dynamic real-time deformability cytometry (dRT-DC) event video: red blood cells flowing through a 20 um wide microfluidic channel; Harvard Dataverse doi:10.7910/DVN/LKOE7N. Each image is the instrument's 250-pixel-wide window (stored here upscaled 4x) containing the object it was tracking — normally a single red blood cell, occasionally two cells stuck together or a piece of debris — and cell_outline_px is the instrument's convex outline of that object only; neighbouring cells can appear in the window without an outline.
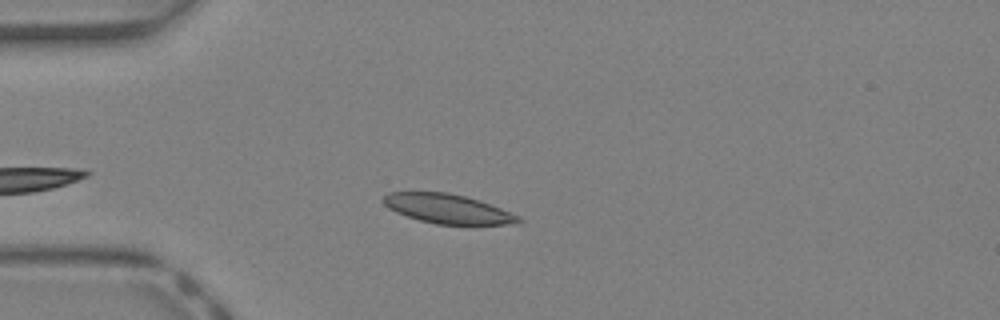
{"species": "Egyptian fruit bat (a non-hibernating species)", "species_latin": "Rousettus aegyptiacus", "temperature_condition": "warm", "stored_images_in_passage": 31, "camera_frame_rate_fps": 3000, "um_per_image_px": 0.085, "animal": {"sex": "female"}, "frame": {"image": 1, "passage_image": 2, "time_ms": 0.333, "image_size_px": [1000, 320], "cell_outline_px": [[524, 220], [520, 224], [472, 228], [436, 224], [420, 220], [396, 212], [388, 208], [384, 204], [384, 196], [388, 192], [448, 192], [480, 200], [520, 216]], "centroid_in_image_um": [38.21, 17.82], "position_along_channel_um": 46.8, "area_um2": 24.22}}
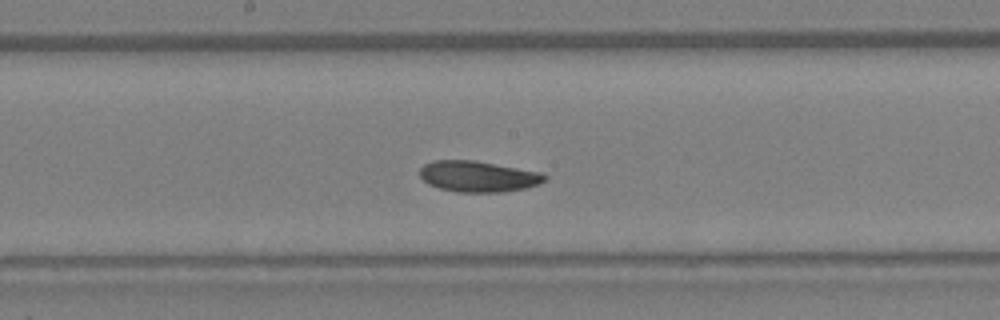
{"frame": {"image": 2, "passage_image": 13, "time_ms": 4.0, "image_size_px": [1000, 320], "cell_outline_px": [[548, 176], [540, 184], [528, 188], [504, 192], [456, 192], [440, 188], [428, 184], [420, 176], [420, 168], [424, 164], [432, 160], [472, 160], [544, 172]], "centroid_in_image_um": [40.68, 15.0], "position_along_channel_um": 207.5, "area_um2": 22.77}}
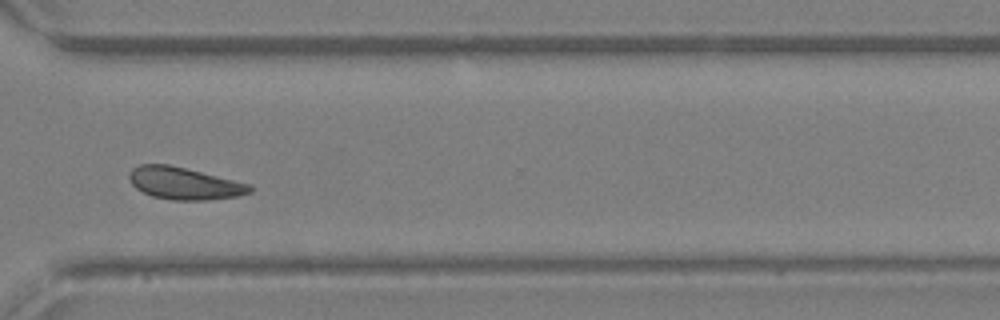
{"frame": {"image": 3, "passage_image": 22, "time_ms": 7.0, "image_size_px": [1000, 320], "cell_outline_px": [[252, 192], [236, 196], [208, 200], [172, 200], [152, 196], [136, 188], [132, 184], [128, 176], [132, 168], [140, 164], [168, 164], [252, 184]], "centroid_in_image_um": [15.66, 15.58], "position_along_channel_um": 354.9, "area_um2": 22.54}, "authors_computed_cell_mechanics": {"area_um2": 22.6576, "velocity_mm_per_s": 4.9121, "shape_relaxation_time_tau1_ms": 6.5664, "shape_relaxation_time_tau2_ms": 7.6423, "deformation_change_tau1": 0.1579, "deformation_change_tau2": 0.1039}}